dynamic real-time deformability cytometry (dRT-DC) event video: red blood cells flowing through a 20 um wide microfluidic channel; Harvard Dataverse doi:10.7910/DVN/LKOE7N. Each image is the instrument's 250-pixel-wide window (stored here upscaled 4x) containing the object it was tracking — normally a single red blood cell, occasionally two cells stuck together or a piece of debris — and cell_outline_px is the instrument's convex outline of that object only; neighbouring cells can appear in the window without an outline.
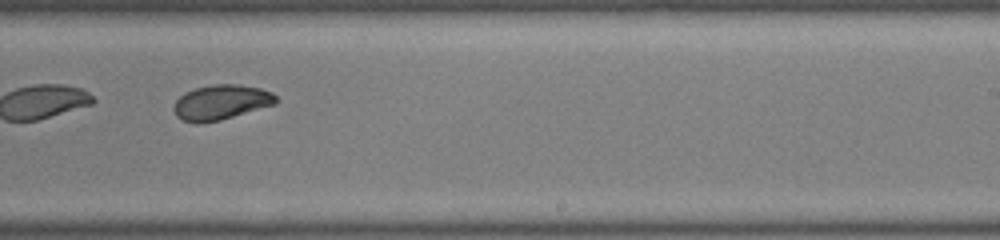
{"species": "common noctule bat (a hibernating species)", "species_latin": "Nyctalus noctula", "temperature_condition": "warm", "stored_images_in_passage": 32, "camera_frame_rate_fps": 3000, "um_per_image_px": 0.085, "animal": {"sex": "male", "body_mass_g": 19.0, "forearm_length_mm": 50.8}, "frame": {"image": 1, "passage_image": 19, "time_ms": 6.0, "image_size_px": [1000, 240], "cell_outline_px": [[276, 104], [220, 120], [200, 124], [196, 124], [180, 120], [176, 116], [172, 108], [176, 100], [184, 92], [196, 88], [212, 84], [236, 84], [260, 88], [272, 92], [276, 96]], "centroid_in_image_um": [18.75, 8.71], "position_along_channel_um": 270.3, "area_um2": 20.98}}